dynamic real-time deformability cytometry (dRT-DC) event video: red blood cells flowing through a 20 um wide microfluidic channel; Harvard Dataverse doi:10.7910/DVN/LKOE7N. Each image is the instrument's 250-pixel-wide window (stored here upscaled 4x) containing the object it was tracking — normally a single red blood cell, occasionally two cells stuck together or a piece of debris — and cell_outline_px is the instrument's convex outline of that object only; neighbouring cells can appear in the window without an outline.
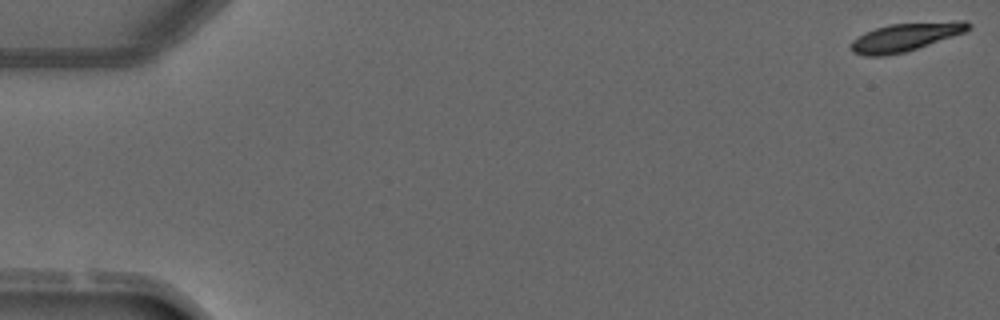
{"species": "common noctule bat (a hibernating species)", "species_latin": "Nyctalus noctula", "temperature_condition": "warm", "stored_images_in_passage": 5, "camera_frame_rate_fps": 3000, "um_per_image_px": 0.085, "animal": {"sex": "male", "forearm_length_mm": 52.5}, "frame": {"image": 1, "passage_image": 1, "time_ms": 0.0, "image_size_px": [1000, 320], "cell_outline_px": [[972, 28], [964, 32], [904, 52], [884, 56], [864, 56], [852, 52], [852, 40], [864, 32], [876, 28], [892, 24], [956, 20], [964, 20], [972, 24]], "centroid_in_image_um": [76.98, 3.13], "position_along_channel_um": 8.0, "area_um2": 19.19}}
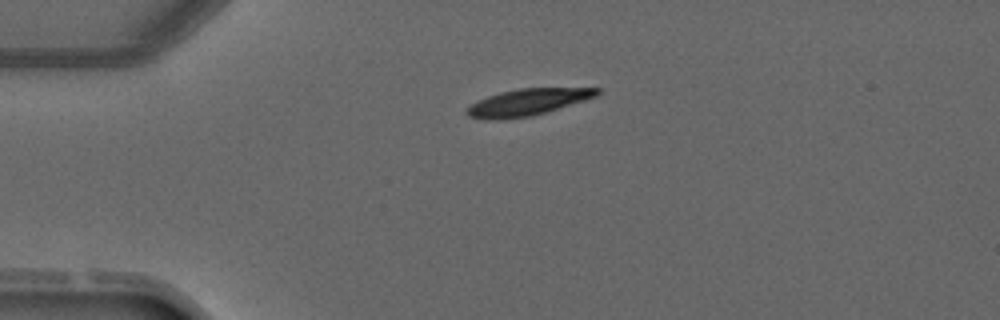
{"frame": {"image": 2, "passage_image": 4, "time_ms": 3.333, "image_size_px": [1000, 320], "cell_outline_px": [[600, 92], [596, 96], [584, 100], [532, 116], [500, 120], [484, 120], [468, 116], [464, 112], [464, 108], [488, 96], [500, 92], [520, 88], [600, 88]], "centroid_in_image_um": [44.77, 8.7], "position_along_channel_um": 40.2, "area_um2": 20.17}}